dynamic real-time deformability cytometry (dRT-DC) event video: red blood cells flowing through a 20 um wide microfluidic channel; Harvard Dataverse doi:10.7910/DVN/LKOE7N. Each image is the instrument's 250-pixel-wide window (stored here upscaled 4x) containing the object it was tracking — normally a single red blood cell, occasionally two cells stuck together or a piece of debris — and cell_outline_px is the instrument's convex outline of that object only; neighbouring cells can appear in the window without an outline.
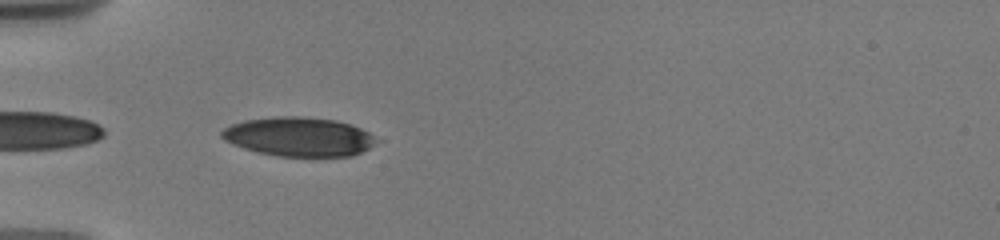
{"species": "human", "species_latin": "Homo sapiens", "temperature_condition": "warm", "stored_images_in_passage": 9, "camera_frame_rate_fps": 3000, "um_per_image_px": 0.085, "donor": {"sex": "male"}, "frame": {"image": 1, "passage_image": 1, "time_ms": 0.0, "image_size_px": [1000, 240], "cell_outline_px": [[380, 140], [368, 148], [352, 156], [276, 156], [244, 148], [224, 140], [220, 136], [220, 132], [224, 128], [232, 124], [244, 120], [276, 116], [304, 116], [336, 120], [352, 124], [368, 132]], "centroid_in_image_um": [25.41, 11.61], "position_along_channel_um": 59.6, "area_um2": 35.32}}
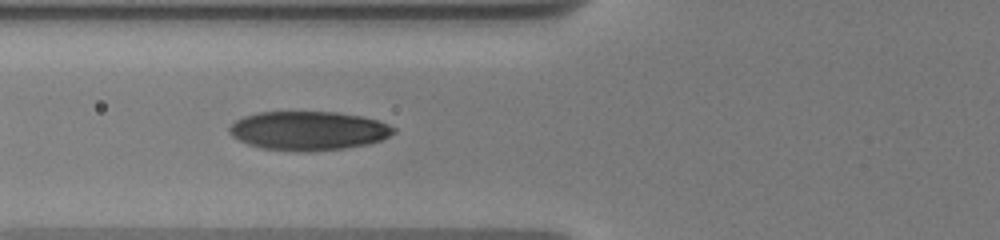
{"frame": {"image": 2, "passage_image": 4, "time_ms": 1.333, "image_size_px": [1000, 240], "cell_outline_px": [[396, 132], [380, 140], [368, 144], [344, 148], [308, 152], [296, 152], [260, 148], [248, 144], [232, 136], [228, 132], [228, 128], [236, 120], [244, 116], [256, 112], [336, 112], [360, 116], [376, 120], [388, 124], [396, 128]], "centroid_in_image_um": [26.19, 11.12], "position_along_channel_um": 99.6, "area_um2": 37.4}}
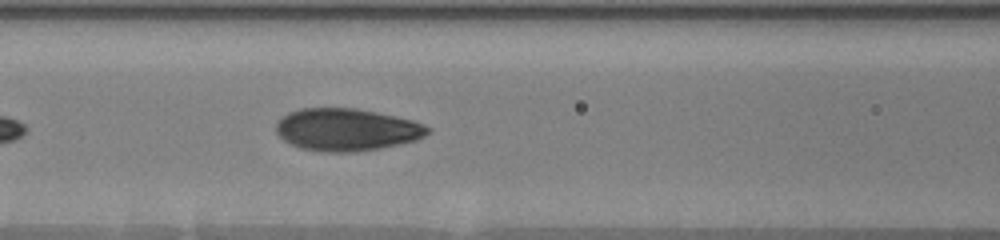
{"frame": {"image": 3, "passage_image": 6, "time_ms": 2.333, "image_size_px": [1000, 240], "cell_outline_px": [[432, 132], [416, 140], [400, 144], [380, 148], [356, 152], [320, 152], [300, 148], [284, 140], [276, 132], [276, 120], [288, 112], [300, 108], [356, 108], [376, 112], [412, 120], [424, 124], [432, 128]], "centroid_in_image_um": [29.46, 11.02], "position_along_channel_um": 137.1, "area_um2": 37.74}}